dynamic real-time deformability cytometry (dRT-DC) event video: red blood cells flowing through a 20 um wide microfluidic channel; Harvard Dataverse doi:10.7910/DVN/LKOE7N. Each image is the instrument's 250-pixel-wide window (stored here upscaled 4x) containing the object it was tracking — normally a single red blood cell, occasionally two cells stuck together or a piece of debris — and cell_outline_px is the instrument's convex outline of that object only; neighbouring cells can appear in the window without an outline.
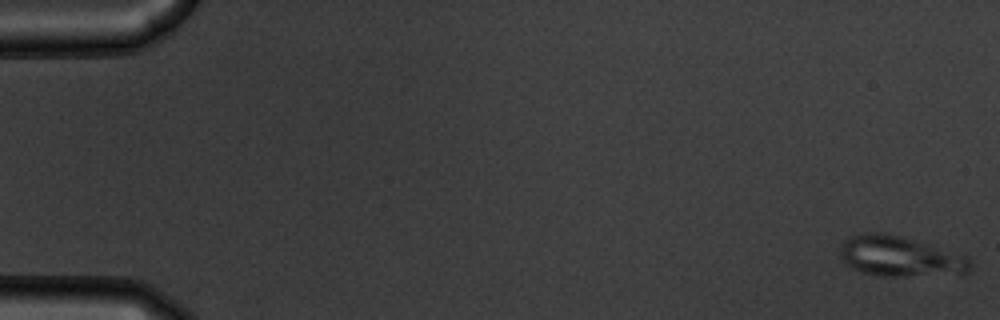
{"species": "common noctule bat (a hibernating species)", "species_latin": "Nyctalus noctula", "temperature_condition": "warm", "stored_images_in_passage": 55, "camera_frame_rate_fps": 3000, "um_per_image_px": 0.085, "animal": {"sex": "male", "body_mass_g": 19.5, "forearm_length_mm": 54.6}, "frame": {"image": 1, "passage_image": 1, "time_ms": 0.0, "image_size_px": [1000, 320], "cell_outline_px": [[972, 264], [968, 272], [904, 276], [876, 276], [860, 272], [844, 264], [840, 256], [840, 248], [844, 240], [852, 236], [864, 232], [884, 232], [968, 256], [972, 260]], "centroid_in_image_um": [76.43, 21.8], "position_along_channel_um": 8.6, "area_um2": 30.29}}
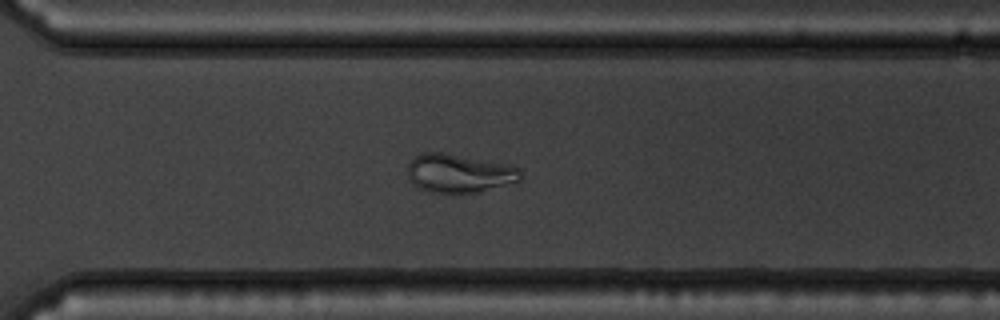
{"frame": {"image": 2, "passage_image": 40, "time_ms": 13.0, "image_size_px": [1000, 320], "cell_outline_px": [[520, 180], [476, 192], [460, 196], [456, 196], [428, 192], [412, 184], [408, 180], [408, 164], [420, 152], [444, 152], [512, 164], [520, 172]], "centroid_in_image_um": [38.97, 14.75], "position_along_channel_um": 331.6, "area_um2": 26.07}}
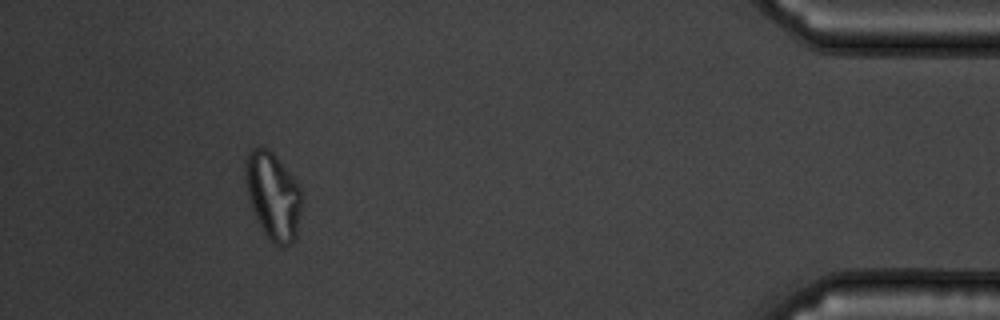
{"frame": {"image": 3, "passage_image": 51, "time_ms": 16.667, "image_size_px": [1000, 320], "cell_outline_px": [[300, 212], [296, 236], [292, 244], [284, 248], [272, 244], [268, 240], [252, 208], [248, 196], [244, 176], [244, 164], [248, 152], [252, 148], [268, 148], [272, 152], [300, 184]], "centroid_in_image_um": [23.2, 16.66], "position_along_channel_um": 412.0, "area_um2": 28.73}}